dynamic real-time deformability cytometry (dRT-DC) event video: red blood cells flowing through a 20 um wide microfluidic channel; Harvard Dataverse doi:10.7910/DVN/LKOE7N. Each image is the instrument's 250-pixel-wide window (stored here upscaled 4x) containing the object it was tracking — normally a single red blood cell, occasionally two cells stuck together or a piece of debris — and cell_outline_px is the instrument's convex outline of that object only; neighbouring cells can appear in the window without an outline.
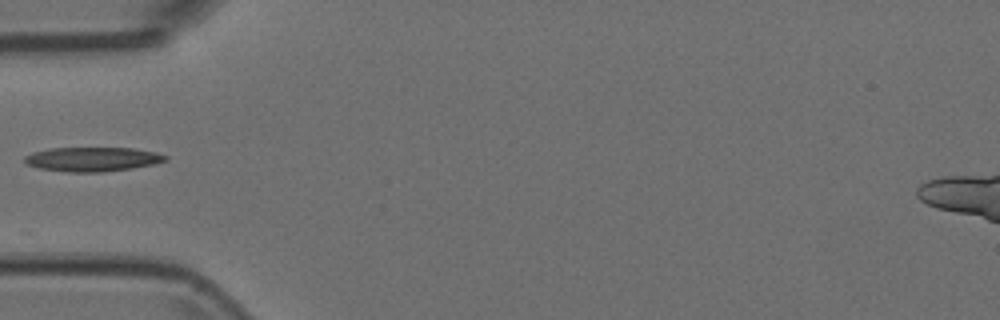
{"species": "Egyptian fruit bat (a non-hibernating species)", "species_latin": "Rousettus aegyptiacus", "temperature_condition": "room temperature", "stored_images_in_passage": 7, "camera_frame_rate_fps": 3000, "um_per_image_px": 0.085, "animal": {"sex": "female"}, "frame": {"image": 1, "passage_image": 1, "time_ms": 0.0, "image_size_px": [1000, 320], "cell_outline_px": [[168, 160], [152, 164], [132, 168], [100, 172], [68, 172], [40, 168], [24, 164], [24, 156], [32, 152], [52, 148], [132, 148], [156, 152], [168, 156]], "centroid_in_image_um": [7.84, 13.53], "position_along_channel_um": 77.2, "area_um2": 19.88}}
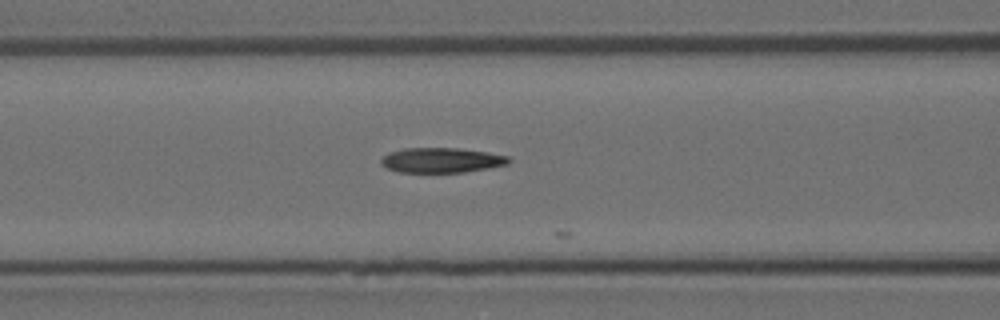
{"frame": {"image": 2, "passage_image": 5, "time_ms": 1.333, "image_size_px": [1000, 320], "cell_outline_px": [[512, 160], [508, 164], [488, 168], [464, 172], [400, 172], [388, 168], [380, 164], [380, 160], [388, 152], [404, 148], [456, 148], [488, 152], [508, 156]], "centroid_in_image_um": [37.53, 13.61], "position_along_channel_um": 129.1, "area_um2": 18.55}}